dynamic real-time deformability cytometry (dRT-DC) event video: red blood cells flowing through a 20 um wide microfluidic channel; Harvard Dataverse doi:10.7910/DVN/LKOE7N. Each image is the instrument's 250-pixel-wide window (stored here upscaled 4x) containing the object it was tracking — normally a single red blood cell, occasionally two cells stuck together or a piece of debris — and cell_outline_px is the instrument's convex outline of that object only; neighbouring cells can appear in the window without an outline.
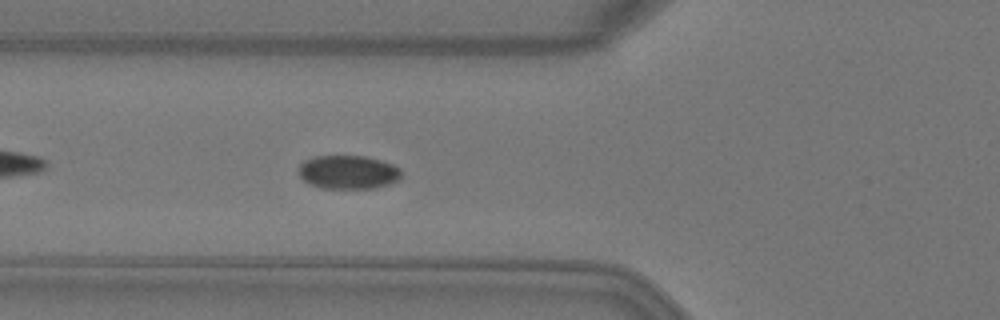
{"species": "Egyptian fruit bat (a non-hibernating species)", "species_latin": "Rousettus aegyptiacus", "temperature_condition": "warm", "stored_images_in_passage": 6, "camera_frame_rate_fps": 3000, "um_per_image_px": 0.085, "animal": {"sex": "female"}, "frame": {"image": 1, "passage_image": 6, "time_ms": 1.667, "image_size_px": [1000, 320], "cell_outline_px": [[400, 180], [376, 188], [320, 188], [308, 184], [300, 176], [296, 168], [304, 160], [316, 156], [368, 156], [392, 164], [400, 168]], "centroid_in_image_um": [29.56, 14.63], "position_along_channel_um": 96.2, "area_um2": 20.35}}